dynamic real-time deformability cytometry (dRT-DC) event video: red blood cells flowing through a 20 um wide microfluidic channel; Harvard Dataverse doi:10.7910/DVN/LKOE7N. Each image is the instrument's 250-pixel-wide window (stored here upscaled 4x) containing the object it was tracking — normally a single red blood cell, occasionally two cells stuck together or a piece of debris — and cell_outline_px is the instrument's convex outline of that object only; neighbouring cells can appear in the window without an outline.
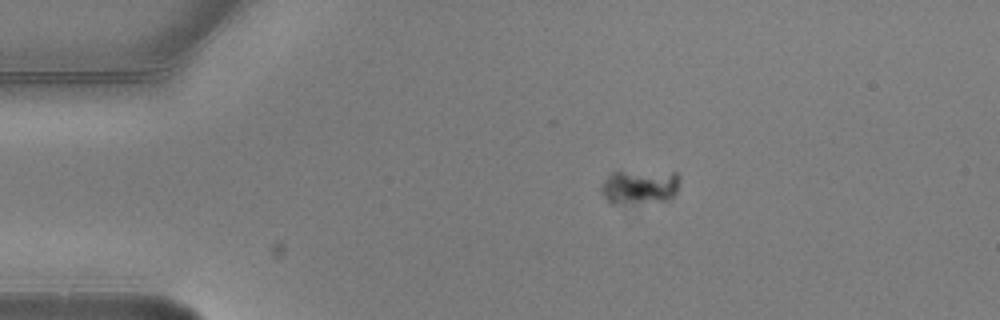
{"species": "common noctule bat (a hibernating species)", "species_latin": "Nyctalus noctula", "temperature_condition": "warm", "stored_images_in_passage": 8, "camera_frame_rate_fps": 3000, "um_per_image_px": 0.085, "animal": {"sex": "male", "body_mass_g": 20.5, "forearm_length_mm": 52.5}, "frame": {"image": 1, "passage_image": 1, "time_ms": 0.0, "image_size_px": [1000, 320], "cell_outline_px": [[680, 180], [676, 192], [668, 200], [616, 204], [608, 204], [600, 192], [600, 188], [604, 180], [612, 172], [676, 172], [680, 176]], "centroid_in_image_um": [54.34, 15.89], "position_along_channel_um": 30.7, "area_um2": 15.78}}
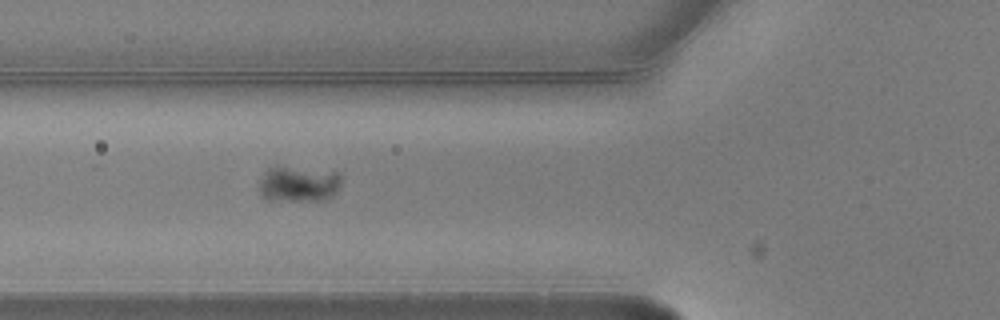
{"frame": {"image": 2, "passage_image": 4, "time_ms": 1.0, "image_size_px": [1000, 320], "cell_outline_px": [[340, 184], [336, 192], [332, 196], [324, 200], [268, 200], [260, 196], [260, 180], [268, 168], [276, 164], [336, 172], [340, 176]], "centroid_in_image_um": [25.34, 15.61], "position_along_channel_um": 100.5, "area_um2": 17.34}}
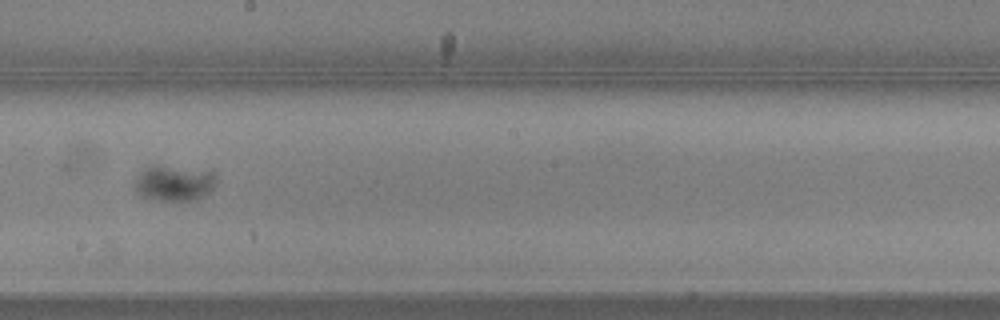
{"frame": {"image": 3, "passage_image": 7, "time_ms": 2.0, "image_size_px": [1000, 320], "cell_outline_px": [[216, 184], [208, 192], [196, 200], [160, 200], [140, 196], [136, 192], [132, 184], [136, 176], [148, 164], [160, 164], [216, 172]], "centroid_in_image_um": [14.74, 15.53], "position_along_channel_um": 233.5, "area_um2": 17.4}}